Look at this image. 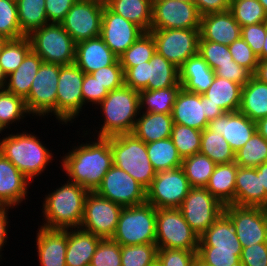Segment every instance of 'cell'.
Instances as JSON below:
<instances>
[{
    "instance_id": "6da1fadb",
    "label": "cell",
    "mask_w": 267,
    "mask_h": 266,
    "mask_svg": "<svg viewBox=\"0 0 267 266\" xmlns=\"http://www.w3.org/2000/svg\"><path fill=\"white\" fill-rule=\"evenodd\" d=\"M86 142L74 145V148L62 156L60 163L69 181L81 185L89 192H95L113 165V153L110 137L94 136V141Z\"/></svg>"
},
{
    "instance_id": "7a4b0ae2",
    "label": "cell",
    "mask_w": 267,
    "mask_h": 266,
    "mask_svg": "<svg viewBox=\"0 0 267 266\" xmlns=\"http://www.w3.org/2000/svg\"><path fill=\"white\" fill-rule=\"evenodd\" d=\"M66 182L45 196L42 208L45 219L42 220L45 222L41 225L42 227L49 229L80 228L85 198L89 191L69 180Z\"/></svg>"
},
{
    "instance_id": "3957f363",
    "label": "cell",
    "mask_w": 267,
    "mask_h": 266,
    "mask_svg": "<svg viewBox=\"0 0 267 266\" xmlns=\"http://www.w3.org/2000/svg\"><path fill=\"white\" fill-rule=\"evenodd\" d=\"M0 153L31 182L44 172L54 157L52 151L35 134L25 131L7 134L2 138Z\"/></svg>"
},
{
    "instance_id": "277c9868",
    "label": "cell",
    "mask_w": 267,
    "mask_h": 266,
    "mask_svg": "<svg viewBox=\"0 0 267 266\" xmlns=\"http://www.w3.org/2000/svg\"><path fill=\"white\" fill-rule=\"evenodd\" d=\"M104 120L97 137L132 133L140 113L139 91L123 86L109 91L98 105Z\"/></svg>"
},
{
    "instance_id": "5b68a950",
    "label": "cell",
    "mask_w": 267,
    "mask_h": 266,
    "mask_svg": "<svg viewBox=\"0 0 267 266\" xmlns=\"http://www.w3.org/2000/svg\"><path fill=\"white\" fill-rule=\"evenodd\" d=\"M113 164L133 177L145 189L155 178L156 171L148 158L146 143L133 133L110 136Z\"/></svg>"
},
{
    "instance_id": "8992f818",
    "label": "cell",
    "mask_w": 267,
    "mask_h": 266,
    "mask_svg": "<svg viewBox=\"0 0 267 266\" xmlns=\"http://www.w3.org/2000/svg\"><path fill=\"white\" fill-rule=\"evenodd\" d=\"M111 240L121 246L155 243L156 208L147 202L123 207Z\"/></svg>"
},
{
    "instance_id": "52a82bcc",
    "label": "cell",
    "mask_w": 267,
    "mask_h": 266,
    "mask_svg": "<svg viewBox=\"0 0 267 266\" xmlns=\"http://www.w3.org/2000/svg\"><path fill=\"white\" fill-rule=\"evenodd\" d=\"M32 50L46 63L70 65L75 62L76 42L61 24L48 23L29 36Z\"/></svg>"
},
{
    "instance_id": "ba28073f",
    "label": "cell",
    "mask_w": 267,
    "mask_h": 266,
    "mask_svg": "<svg viewBox=\"0 0 267 266\" xmlns=\"http://www.w3.org/2000/svg\"><path fill=\"white\" fill-rule=\"evenodd\" d=\"M155 244L158 249L198 250L199 237L179 208L156 209Z\"/></svg>"
},
{
    "instance_id": "9c48e42d",
    "label": "cell",
    "mask_w": 267,
    "mask_h": 266,
    "mask_svg": "<svg viewBox=\"0 0 267 266\" xmlns=\"http://www.w3.org/2000/svg\"><path fill=\"white\" fill-rule=\"evenodd\" d=\"M191 188L181 167L158 171L146 189V202L156 209L179 208Z\"/></svg>"
},
{
    "instance_id": "30bf717a",
    "label": "cell",
    "mask_w": 267,
    "mask_h": 266,
    "mask_svg": "<svg viewBox=\"0 0 267 266\" xmlns=\"http://www.w3.org/2000/svg\"><path fill=\"white\" fill-rule=\"evenodd\" d=\"M60 65L43 62L35 75L29 95L24 99L29 114L45 117L53 114L56 118L57 86ZM51 113V114H49Z\"/></svg>"
},
{
    "instance_id": "8fae6325",
    "label": "cell",
    "mask_w": 267,
    "mask_h": 266,
    "mask_svg": "<svg viewBox=\"0 0 267 266\" xmlns=\"http://www.w3.org/2000/svg\"><path fill=\"white\" fill-rule=\"evenodd\" d=\"M84 72L75 64L60 65L57 86L56 120L68 125L83 109L82 83ZM73 120V121H72Z\"/></svg>"
},
{
    "instance_id": "7c38bea8",
    "label": "cell",
    "mask_w": 267,
    "mask_h": 266,
    "mask_svg": "<svg viewBox=\"0 0 267 266\" xmlns=\"http://www.w3.org/2000/svg\"><path fill=\"white\" fill-rule=\"evenodd\" d=\"M156 52L177 68L198 54L200 29H150Z\"/></svg>"
},
{
    "instance_id": "4fadbf2b",
    "label": "cell",
    "mask_w": 267,
    "mask_h": 266,
    "mask_svg": "<svg viewBox=\"0 0 267 266\" xmlns=\"http://www.w3.org/2000/svg\"><path fill=\"white\" fill-rule=\"evenodd\" d=\"M179 209L188 225L200 237L224 212V205L206 188L192 187Z\"/></svg>"
},
{
    "instance_id": "5bb4252c",
    "label": "cell",
    "mask_w": 267,
    "mask_h": 266,
    "mask_svg": "<svg viewBox=\"0 0 267 266\" xmlns=\"http://www.w3.org/2000/svg\"><path fill=\"white\" fill-rule=\"evenodd\" d=\"M223 213L231 220L242 248L267 242V208L230 204Z\"/></svg>"
},
{
    "instance_id": "9a60e30c",
    "label": "cell",
    "mask_w": 267,
    "mask_h": 266,
    "mask_svg": "<svg viewBox=\"0 0 267 266\" xmlns=\"http://www.w3.org/2000/svg\"><path fill=\"white\" fill-rule=\"evenodd\" d=\"M122 206L89 192L85 198L80 228L102 239H111L118 224Z\"/></svg>"
},
{
    "instance_id": "2e32d148",
    "label": "cell",
    "mask_w": 267,
    "mask_h": 266,
    "mask_svg": "<svg viewBox=\"0 0 267 266\" xmlns=\"http://www.w3.org/2000/svg\"><path fill=\"white\" fill-rule=\"evenodd\" d=\"M95 192L122 207L146 203V189L127 172L114 164L107 171Z\"/></svg>"
},
{
    "instance_id": "e0dca14e",
    "label": "cell",
    "mask_w": 267,
    "mask_h": 266,
    "mask_svg": "<svg viewBox=\"0 0 267 266\" xmlns=\"http://www.w3.org/2000/svg\"><path fill=\"white\" fill-rule=\"evenodd\" d=\"M201 15L195 3L153 0L150 29H200Z\"/></svg>"
},
{
    "instance_id": "ac0fdd59",
    "label": "cell",
    "mask_w": 267,
    "mask_h": 266,
    "mask_svg": "<svg viewBox=\"0 0 267 266\" xmlns=\"http://www.w3.org/2000/svg\"><path fill=\"white\" fill-rule=\"evenodd\" d=\"M103 9L96 0H77L60 24L76 43L98 37Z\"/></svg>"
},
{
    "instance_id": "d6986e66",
    "label": "cell",
    "mask_w": 267,
    "mask_h": 266,
    "mask_svg": "<svg viewBox=\"0 0 267 266\" xmlns=\"http://www.w3.org/2000/svg\"><path fill=\"white\" fill-rule=\"evenodd\" d=\"M145 31L104 6L100 37L119 58Z\"/></svg>"
},
{
    "instance_id": "ffe728a7",
    "label": "cell",
    "mask_w": 267,
    "mask_h": 266,
    "mask_svg": "<svg viewBox=\"0 0 267 266\" xmlns=\"http://www.w3.org/2000/svg\"><path fill=\"white\" fill-rule=\"evenodd\" d=\"M209 130L222 134L230 147L236 152L256 132V122L251 121L240 111L224 112L208 123Z\"/></svg>"
},
{
    "instance_id": "44dd1931",
    "label": "cell",
    "mask_w": 267,
    "mask_h": 266,
    "mask_svg": "<svg viewBox=\"0 0 267 266\" xmlns=\"http://www.w3.org/2000/svg\"><path fill=\"white\" fill-rule=\"evenodd\" d=\"M200 37L229 46L241 37V26L229 10L205 14L201 16Z\"/></svg>"
},
{
    "instance_id": "7402d4cb",
    "label": "cell",
    "mask_w": 267,
    "mask_h": 266,
    "mask_svg": "<svg viewBox=\"0 0 267 266\" xmlns=\"http://www.w3.org/2000/svg\"><path fill=\"white\" fill-rule=\"evenodd\" d=\"M30 180L0 153V200L7 207L19 206L28 199Z\"/></svg>"
},
{
    "instance_id": "603a6c76",
    "label": "cell",
    "mask_w": 267,
    "mask_h": 266,
    "mask_svg": "<svg viewBox=\"0 0 267 266\" xmlns=\"http://www.w3.org/2000/svg\"><path fill=\"white\" fill-rule=\"evenodd\" d=\"M171 115L174 124L185 125L200 131L208 127L209 121L205 116L203 94L181 88Z\"/></svg>"
},
{
    "instance_id": "cb8c5ba5",
    "label": "cell",
    "mask_w": 267,
    "mask_h": 266,
    "mask_svg": "<svg viewBox=\"0 0 267 266\" xmlns=\"http://www.w3.org/2000/svg\"><path fill=\"white\" fill-rule=\"evenodd\" d=\"M235 205L267 208V193L257 168L241 167L235 178Z\"/></svg>"
},
{
    "instance_id": "d4e9b609",
    "label": "cell",
    "mask_w": 267,
    "mask_h": 266,
    "mask_svg": "<svg viewBox=\"0 0 267 266\" xmlns=\"http://www.w3.org/2000/svg\"><path fill=\"white\" fill-rule=\"evenodd\" d=\"M36 249L40 266H66L67 229L39 227Z\"/></svg>"
},
{
    "instance_id": "484cf974",
    "label": "cell",
    "mask_w": 267,
    "mask_h": 266,
    "mask_svg": "<svg viewBox=\"0 0 267 266\" xmlns=\"http://www.w3.org/2000/svg\"><path fill=\"white\" fill-rule=\"evenodd\" d=\"M118 57L98 36L76 43L75 64L84 72L92 73L99 68L113 65Z\"/></svg>"
},
{
    "instance_id": "4316f807",
    "label": "cell",
    "mask_w": 267,
    "mask_h": 266,
    "mask_svg": "<svg viewBox=\"0 0 267 266\" xmlns=\"http://www.w3.org/2000/svg\"><path fill=\"white\" fill-rule=\"evenodd\" d=\"M231 220L222 213L199 237L197 251H242Z\"/></svg>"
},
{
    "instance_id": "83f0119b",
    "label": "cell",
    "mask_w": 267,
    "mask_h": 266,
    "mask_svg": "<svg viewBox=\"0 0 267 266\" xmlns=\"http://www.w3.org/2000/svg\"><path fill=\"white\" fill-rule=\"evenodd\" d=\"M102 238L81 228L67 229L66 266H90Z\"/></svg>"
},
{
    "instance_id": "f1b7e54d",
    "label": "cell",
    "mask_w": 267,
    "mask_h": 266,
    "mask_svg": "<svg viewBox=\"0 0 267 266\" xmlns=\"http://www.w3.org/2000/svg\"><path fill=\"white\" fill-rule=\"evenodd\" d=\"M214 77V71L199 53L187 59L179 68L181 87L197 94L206 92Z\"/></svg>"
},
{
    "instance_id": "f546056e",
    "label": "cell",
    "mask_w": 267,
    "mask_h": 266,
    "mask_svg": "<svg viewBox=\"0 0 267 266\" xmlns=\"http://www.w3.org/2000/svg\"><path fill=\"white\" fill-rule=\"evenodd\" d=\"M138 116L132 133L143 142L151 143L171 137L174 124L171 114L140 112Z\"/></svg>"
},
{
    "instance_id": "4dcf8cb0",
    "label": "cell",
    "mask_w": 267,
    "mask_h": 266,
    "mask_svg": "<svg viewBox=\"0 0 267 266\" xmlns=\"http://www.w3.org/2000/svg\"><path fill=\"white\" fill-rule=\"evenodd\" d=\"M238 165L235 161L217 164L205 187L222 205H235V178Z\"/></svg>"
},
{
    "instance_id": "1f68e13d",
    "label": "cell",
    "mask_w": 267,
    "mask_h": 266,
    "mask_svg": "<svg viewBox=\"0 0 267 266\" xmlns=\"http://www.w3.org/2000/svg\"><path fill=\"white\" fill-rule=\"evenodd\" d=\"M238 111L254 122L267 117V83L252 76L242 87Z\"/></svg>"
},
{
    "instance_id": "d6a6232c",
    "label": "cell",
    "mask_w": 267,
    "mask_h": 266,
    "mask_svg": "<svg viewBox=\"0 0 267 266\" xmlns=\"http://www.w3.org/2000/svg\"><path fill=\"white\" fill-rule=\"evenodd\" d=\"M42 63L43 60L31 50L21 65L7 76L5 89L25 99L29 95L32 81Z\"/></svg>"
},
{
    "instance_id": "836d02e7",
    "label": "cell",
    "mask_w": 267,
    "mask_h": 266,
    "mask_svg": "<svg viewBox=\"0 0 267 266\" xmlns=\"http://www.w3.org/2000/svg\"><path fill=\"white\" fill-rule=\"evenodd\" d=\"M242 87L234 81L215 76L203 95L224 112H236L240 107Z\"/></svg>"
},
{
    "instance_id": "e575fe53",
    "label": "cell",
    "mask_w": 267,
    "mask_h": 266,
    "mask_svg": "<svg viewBox=\"0 0 267 266\" xmlns=\"http://www.w3.org/2000/svg\"><path fill=\"white\" fill-rule=\"evenodd\" d=\"M114 13L149 32L152 23L153 0H113L107 5Z\"/></svg>"
},
{
    "instance_id": "d590c367",
    "label": "cell",
    "mask_w": 267,
    "mask_h": 266,
    "mask_svg": "<svg viewBox=\"0 0 267 266\" xmlns=\"http://www.w3.org/2000/svg\"><path fill=\"white\" fill-rule=\"evenodd\" d=\"M168 87H181L179 68L155 52L149 61L148 87L145 90H157Z\"/></svg>"
},
{
    "instance_id": "8d00e7d4",
    "label": "cell",
    "mask_w": 267,
    "mask_h": 266,
    "mask_svg": "<svg viewBox=\"0 0 267 266\" xmlns=\"http://www.w3.org/2000/svg\"><path fill=\"white\" fill-rule=\"evenodd\" d=\"M146 148L150 163L156 172L181 167L183 159L171 138L146 143Z\"/></svg>"
},
{
    "instance_id": "74e56055",
    "label": "cell",
    "mask_w": 267,
    "mask_h": 266,
    "mask_svg": "<svg viewBox=\"0 0 267 266\" xmlns=\"http://www.w3.org/2000/svg\"><path fill=\"white\" fill-rule=\"evenodd\" d=\"M181 88L182 87H168L164 89L140 91V112L172 114L173 105Z\"/></svg>"
},
{
    "instance_id": "f35d334b",
    "label": "cell",
    "mask_w": 267,
    "mask_h": 266,
    "mask_svg": "<svg viewBox=\"0 0 267 266\" xmlns=\"http://www.w3.org/2000/svg\"><path fill=\"white\" fill-rule=\"evenodd\" d=\"M16 2L20 30L25 36L48 24L45 0H16Z\"/></svg>"
},
{
    "instance_id": "ab89813d",
    "label": "cell",
    "mask_w": 267,
    "mask_h": 266,
    "mask_svg": "<svg viewBox=\"0 0 267 266\" xmlns=\"http://www.w3.org/2000/svg\"><path fill=\"white\" fill-rule=\"evenodd\" d=\"M199 153L208 156L216 164L235 161V152L222 134L208 128L202 131Z\"/></svg>"
},
{
    "instance_id": "60d3db41",
    "label": "cell",
    "mask_w": 267,
    "mask_h": 266,
    "mask_svg": "<svg viewBox=\"0 0 267 266\" xmlns=\"http://www.w3.org/2000/svg\"><path fill=\"white\" fill-rule=\"evenodd\" d=\"M216 165L208 156L197 153L183 158L181 168L191 187L205 188Z\"/></svg>"
},
{
    "instance_id": "b9f144b4",
    "label": "cell",
    "mask_w": 267,
    "mask_h": 266,
    "mask_svg": "<svg viewBox=\"0 0 267 266\" xmlns=\"http://www.w3.org/2000/svg\"><path fill=\"white\" fill-rule=\"evenodd\" d=\"M155 52V40L150 32H145L118 59L125 73L131 67L150 61Z\"/></svg>"
},
{
    "instance_id": "7bdbcfd3",
    "label": "cell",
    "mask_w": 267,
    "mask_h": 266,
    "mask_svg": "<svg viewBox=\"0 0 267 266\" xmlns=\"http://www.w3.org/2000/svg\"><path fill=\"white\" fill-rule=\"evenodd\" d=\"M267 162V140L257 131L235 152V163L241 167L256 168Z\"/></svg>"
},
{
    "instance_id": "ee69618b",
    "label": "cell",
    "mask_w": 267,
    "mask_h": 266,
    "mask_svg": "<svg viewBox=\"0 0 267 266\" xmlns=\"http://www.w3.org/2000/svg\"><path fill=\"white\" fill-rule=\"evenodd\" d=\"M31 50L32 45L28 36L9 40L0 54V66L5 75L13 73Z\"/></svg>"
},
{
    "instance_id": "f6af8a7d",
    "label": "cell",
    "mask_w": 267,
    "mask_h": 266,
    "mask_svg": "<svg viewBox=\"0 0 267 266\" xmlns=\"http://www.w3.org/2000/svg\"><path fill=\"white\" fill-rule=\"evenodd\" d=\"M229 11L241 27L267 22V13L258 0H231Z\"/></svg>"
},
{
    "instance_id": "bcb514c9",
    "label": "cell",
    "mask_w": 267,
    "mask_h": 266,
    "mask_svg": "<svg viewBox=\"0 0 267 266\" xmlns=\"http://www.w3.org/2000/svg\"><path fill=\"white\" fill-rule=\"evenodd\" d=\"M170 138L183 159L199 153L202 131L181 124H173Z\"/></svg>"
},
{
    "instance_id": "7dc6e473",
    "label": "cell",
    "mask_w": 267,
    "mask_h": 266,
    "mask_svg": "<svg viewBox=\"0 0 267 266\" xmlns=\"http://www.w3.org/2000/svg\"><path fill=\"white\" fill-rule=\"evenodd\" d=\"M29 115L22 97L12 94L5 88L0 89V122L5 128L9 129L10 124L20 122Z\"/></svg>"
},
{
    "instance_id": "c3c4849f",
    "label": "cell",
    "mask_w": 267,
    "mask_h": 266,
    "mask_svg": "<svg viewBox=\"0 0 267 266\" xmlns=\"http://www.w3.org/2000/svg\"><path fill=\"white\" fill-rule=\"evenodd\" d=\"M155 243L121 246V266H151L157 261Z\"/></svg>"
},
{
    "instance_id": "681fc988",
    "label": "cell",
    "mask_w": 267,
    "mask_h": 266,
    "mask_svg": "<svg viewBox=\"0 0 267 266\" xmlns=\"http://www.w3.org/2000/svg\"><path fill=\"white\" fill-rule=\"evenodd\" d=\"M0 36L9 40L25 37L20 30L16 0H0Z\"/></svg>"
},
{
    "instance_id": "f907efd6",
    "label": "cell",
    "mask_w": 267,
    "mask_h": 266,
    "mask_svg": "<svg viewBox=\"0 0 267 266\" xmlns=\"http://www.w3.org/2000/svg\"><path fill=\"white\" fill-rule=\"evenodd\" d=\"M198 53L215 71L220 65L232 64L233 58L227 45L199 38Z\"/></svg>"
},
{
    "instance_id": "816d5d0a",
    "label": "cell",
    "mask_w": 267,
    "mask_h": 266,
    "mask_svg": "<svg viewBox=\"0 0 267 266\" xmlns=\"http://www.w3.org/2000/svg\"><path fill=\"white\" fill-rule=\"evenodd\" d=\"M90 266H121V245L111 239H102L92 256Z\"/></svg>"
},
{
    "instance_id": "f5cc1de1",
    "label": "cell",
    "mask_w": 267,
    "mask_h": 266,
    "mask_svg": "<svg viewBox=\"0 0 267 266\" xmlns=\"http://www.w3.org/2000/svg\"><path fill=\"white\" fill-rule=\"evenodd\" d=\"M197 250L158 249L157 262L160 266H195Z\"/></svg>"
},
{
    "instance_id": "db71d44e",
    "label": "cell",
    "mask_w": 267,
    "mask_h": 266,
    "mask_svg": "<svg viewBox=\"0 0 267 266\" xmlns=\"http://www.w3.org/2000/svg\"><path fill=\"white\" fill-rule=\"evenodd\" d=\"M90 74L108 91L119 89L125 85L124 70L119 59L113 65L99 68Z\"/></svg>"
},
{
    "instance_id": "11a10c76",
    "label": "cell",
    "mask_w": 267,
    "mask_h": 266,
    "mask_svg": "<svg viewBox=\"0 0 267 266\" xmlns=\"http://www.w3.org/2000/svg\"><path fill=\"white\" fill-rule=\"evenodd\" d=\"M233 60L240 66L249 70L252 74L255 73L258 56L253 52L251 47L244 41L242 37L235 40L228 46Z\"/></svg>"
},
{
    "instance_id": "9f6ffc18",
    "label": "cell",
    "mask_w": 267,
    "mask_h": 266,
    "mask_svg": "<svg viewBox=\"0 0 267 266\" xmlns=\"http://www.w3.org/2000/svg\"><path fill=\"white\" fill-rule=\"evenodd\" d=\"M242 251H197V259L206 266H241Z\"/></svg>"
},
{
    "instance_id": "6f0895ef",
    "label": "cell",
    "mask_w": 267,
    "mask_h": 266,
    "mask_svg": "<svg viewBox=\"0 0 267 266\" xmlns=\"http://www.w3.org/2000/svg\"><path fill=\"white\" fill-rule=\"evenodd\" d=\"M109 94L108 89L91 74L85 73L82 83L83 105H98Z\"/></svg>"
},
{
    "instance_id": "680465c9",
    "label": "cell",
    "mask_w": 267,
    "mask_h": 266,
    "mask_svg": "<svg viewBox=\"0 0 267 266\" xmlns=\"http://www.w3.org/2000/svg\"><path fill=\"white\" fill-rule=\"evenodd\" d=\"M265 34L266 22L241 27V37L257 56L262 53Z\"/></svg>"
},
{
    "instance_id": "91938a15",
    "label": "cell",
    "mask_w": 267,
    "mask_h": 266,
    "mask_svg": "<svg viewBox=\"0 0 267 266\" xmlns=\"http://www.w3.org/2000/svg\"><path fill=\"white\" fill-rule=\"evenodd\" d=\"M125 86L136 91L145 90L148 87L149 61L129 68L124 73Z\"/></svg>"
},
{
    "instance_id": "94428289",
    "label": "cell",
    "mask_w": 267,
    "mask_h": 266,
    "mask_svg": "<svg viewBox=\"0 0 267 266\" xmlns=\"http://www.w3.org/2000/svg\"><path fill=\"white\" fill-rule=\"evenodd\" d=\"M241 266H267V242L243 248Z\"/></svg>"
},
{
    "instance_id": "6125c7cd",
    "label": "cell",
    "mask_w": 267,
    "mask_h": 266,
    "mask_svg": "<svg viewBox=\"0 0 267 266\" xmlns=\"http://www.w3.org/2000/svg\"><path fill=\"white\" fill-rule=\"evenodd\" d=\"M215 76L234 81L244 86L253 74L246 68L238 65L234 60L232 64L220 65L215 71Z\"/></svg>"
},
{
    "instance_id": "be15d7a7",
    "label": "cell",
    "mask_w": 267,
    "mask_h": 266,
    "mask_svg": "<svg viewBox=\"0 0 267 266\" xmlns=\"http://www.w3.org/2000/svg\"><path fill=\"white\" fill-rule=\"evenodd\" d=\"M77 0H45L48 23L60 24Z\"/></svg>"
},
{
    "instance_id": "e7e4bbea",
    "label": "cell",
    "mask_w": 267,
    "mask_h": 266,
    "mask_svg": "<svg viewBox=\"0 0 267 266\" xmlns=\"http://www.w3.org/2000/svg\"><path fill=\"white\" fill-rule=\"evenodd\" d=\"M231 0H194L201 16L209 13L228 11Z\"/></svg>"
},
{
    "instance_id": "03108f58",
    "label": "cell",
    "mask_w": 267,
    "mask_h": 266,
    "mask_svg": "<svg viewBox=\"0 0 267 266\" xmlns=\"http://www.w3.org/2000/svg\"><path fill=\"white\" fill-rule=\"evenodd\" d=\"M9 208L13 207L6 206L3 210L0 211V259H2L1 258L2 248L6 245L8 239V223H9L8 220H10L8 219Z\"/></svg>"
},
{
    "instance_id": "003e7915",
    "label": "cell",
    "mask_w": 267,
    "mask_h": 266,
    "mask_svg": "<svg viewBox=\"0 0 267 266\" xmlns=\"http://www.w3.org/2000/svg\"><path fill=\"white\" fill-rule=\"evenodd\" d=\"M204 109H205V116L207 120L210 122L215 118L221 116L224 111L218 106L210 102V99L204 96Z\"/></svg>"
},
{
    "instance_id": "a7ac6f4b",
    "label": "cell",
    "mask_w": 267,
    "mask_h": 266,
    "mask_svg": "<svg viewBox=\"0 0 267 266\" xmlns=\"http://www.w3.org/2000/svg\"><path fill=\"white\" fill-rule=\"evenodd\" d=\"M253 76L260 82L267 83V60H259Z\"/></svg>"
},
{
    "instance_id": "89a4df30",
    "label": "cell",
    "mask_w": 267,
    "mask_h": 266,
    "mask_svg": "<svg viewBox=\"0 0 267 266\" xmlns=\"http://www.w3.org/2000/svg\"><path fill=\"white\" fill-rule=\"evenodd\" d=\"M256 131L267 140V117L256 122Z\"/></svg>"
},
{
    "instance_id": "2644e50d",
    "label": "cell",
    "mask_w": 267,
    "mask_h": 266,
    "mask_svg": "<svg viewBox=\"0 0 267 266\" xmlns=\"http://www.w3.org/2000/svg\"><path fill=\"white\" fill-rule=\"evenodd\" d=\"M261 172V182L262 186L265 189V192L267 193V162L261 164L260 166L256 167Z\"/></svg>"
},
{
    "instance_id": "8c879c8a",
    "label": "cell",
    "mask_w": 267,
    "mask_h": 266,
    "mask_svg": "<svg viewBox=\"0 0 267 266\" xmlns=\"http://www.w3.org/2000/svg\"><path fill=\"white\" fill-rule=\"evenodd\" d=\"M266 37L264 40L263 48H262V53L258 56L259 60H267V22H266Z\"/></svg>"
},
{
    "instance_id": "753ad0ef",
    "label": "cell",
    "mask_w": 267,
    "mask_h": 266,
    "mask_svg": "<svg viewBox=\"0 0 267 266\" xmlns=\"http://www.w3.org/2000/svg\"><path fill=\"white\" fill-rule=\"evenodd\" d=\"M6 82H7V76L5 75L0 66V89L5 88Z\"/></svg>"
},
{
    "instance_id": "34e18365",
    "label": "cell",
    "mask_w": 267,
    "mask_h": 266,
    "mask_svg": "<svg viewBox=\"0 0 267 266\" xmlns=\"http://www.w3.org/2000/svg\"><path fill=\"white\" fill-rule=\"evenodd\" d=\"M9 41L8 38L5 37H1L0 36V54L2 53V50L4 48V46L6 45V43Z\"/></svg>"
},
{
    "instance_id": "11e5206c",
    "label": "cell",
    "mask_w": 267,
    "mask_h": 266,
    "mask_svg": "<svg viewBox=\"0 0 267 266\" xmlns=\"http://www.w3.org/2000/svg\"><path fill=\"white\" fill-rule=\"evenodd\" d=\"M99 4L103 5V6H107L108 4H110L113 0H96Z\"/></svg>"
},
{
    "instance_id": "2a66077c",
    "label": "cell",
    "mask_w": 267,
    "mask_h": 266,
    "mask_svg": "<svg viewBox=\"0 0 267 266\" xmlns=\"http://www.w3.org/2000/svg\"><path fill=\"white\" fill-rule=\"evenodd\" d=\"M258 1L263 5V8L265 12L267 13V0H258Z\"/></svg>"
},
{
    "instance_id": "b9fcfbb0",
    "label": "cell",
    "mask_w": 267,
    "mask_h": 266,
    "mask_svg": "<svg viewBox=\"0 0 267 266\" xmlns=\"http://www.w3.org/2000/svg\"><path fill=\"white\" fill-rule=\"evenodd\" d=\"M195 266H206V265L202 264V263L197 259V261H196V263H195Z\"/></svg>"
},
{
    "instance_id": "09005b40",
    "label": "cell",
    "mask_w": 267,
    "mask_h": 266,
    "mask_svg": "<svg viewBox=\"0 0 267 266\" xmlns=\"http://www.w3.org/2000/svg\"><path fill=\"white\" fill-rule=\"evenodd\" d=\"M3 130L5 131L6 128H5V127L1 124V122H0V133H1V134H2Z\"/></svg>"
},
{
    "instance_id": "979ff035",
    "label": "cell",
    "mask_w": 267,
    "mask_h": 266,
    "mask_svg": "<svg viewBox=\"0 0 267 266\" xmlns=\"http://www.w3.org/2000/svg\"><path fill=\"white\" fill-rule=\"evenodd\" d=\"M6 206L0 200V211L3 210Z\"/></svg>"
},
{
    "instance_id": "deb4b68c",
    "label": "cell",
    "mask_w": 267,
    "mask_h": 266,
    "mask_svg": "<svg viewBox=\"0 0 267 266\" xmlns=\"http://www.w3.org/2000/svg\"><path fill=\"white\" fill-rule=\"evenodd\" d=\"M180 1L192 2V3H194V0H180Z\"/></svg>"
},
{
    "instance_id": "67dfc351",
    "label": "cell",
    "mask_w": 267,
    "mask_h": 266,
    "mask_svg": "<svg viewBox=\"0 0 267 266\" xmlns=\"http://www.w3.org/2000/svg\"><path fill=\"white\" fill-rule=\"evenodd\" d=\"M151 266H160L159 263L156 261L153 265Z\"/></svg>"
}]
</instances>
